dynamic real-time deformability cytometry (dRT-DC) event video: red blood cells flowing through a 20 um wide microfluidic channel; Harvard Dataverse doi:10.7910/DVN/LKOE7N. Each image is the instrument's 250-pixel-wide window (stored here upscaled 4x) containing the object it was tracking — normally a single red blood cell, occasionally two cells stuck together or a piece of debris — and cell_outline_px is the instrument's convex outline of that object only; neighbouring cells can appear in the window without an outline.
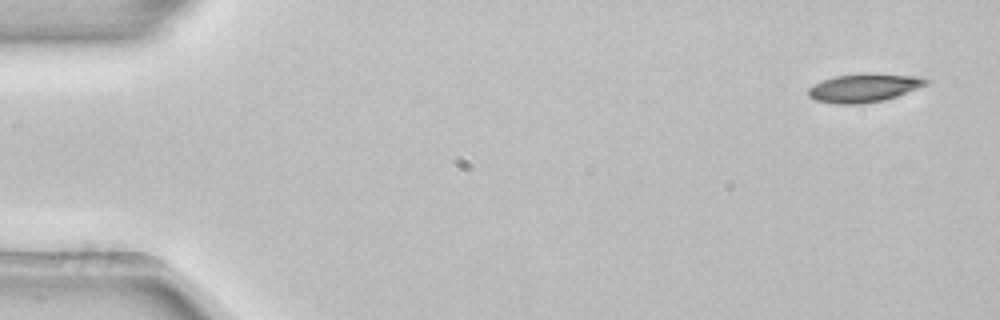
{"species": "common noctule bat (a hibernating species)", "species_latin": "Nyctalus noctula", "temperature_condition": "room temperature", "stored_images_in_passage": 5, "camera_frame_rate_fps": 3000, "um_per_image_px": 0.085, "animal": {"sex": "female", "body_mass_g": 22.7, "forearm_length_mm": 54.2}, "frame": {"image": 1, "passage_image": 1, "time_ms": 0.0, "image_size_px": [1000, 320], "cell_outline_px": [[928, 84], [896, 96], [884, 100], [860, 104], [836, 104], [816, 100], [808, 96], [808, 88], [824, 80], [836, 76], [864, 72], [876, 72], [920, 76], [928, 80]], "centroid_in_image_um": [73.47, 7.44], "position_along_channel_um": 11.5, "area_um2": 19.71}}